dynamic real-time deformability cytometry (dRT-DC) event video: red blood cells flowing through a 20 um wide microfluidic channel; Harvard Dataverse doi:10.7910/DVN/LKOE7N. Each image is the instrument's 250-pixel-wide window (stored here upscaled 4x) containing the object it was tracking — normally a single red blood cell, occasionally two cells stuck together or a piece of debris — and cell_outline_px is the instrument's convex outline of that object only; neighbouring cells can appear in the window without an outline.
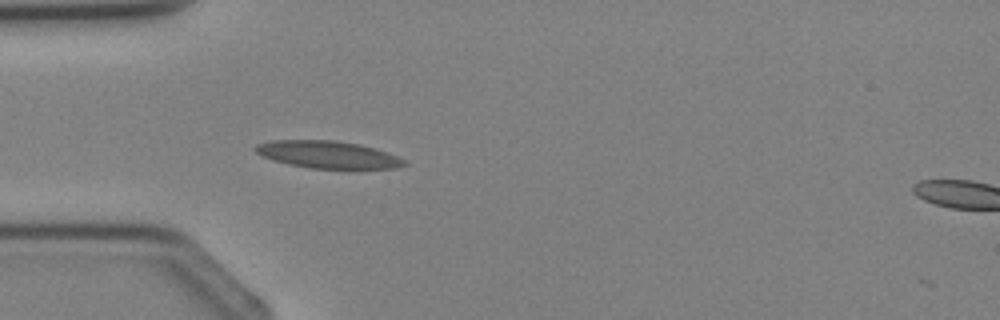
{"species": "Egyptian fruit bat (a non-hibernating species)", "species_latin": "Rousettus aegyptiacus", "temperature_condition": "cold", "stored_images_in_passage": 3, "camera_frame_rate_fps": 3000, "um_per_image_px": 0.085, "animal": {"sex": "female"}, "frame": {"image": 1, "passage_image": 2, "time_ms": 2.0, "image_size_px": [1000, 320], "cell_outline_px": [[408, 164], [396, 168], [308, 168], [272, 160], [256, 152], [252, 148], [256, 144], [272, 140], [336, 140], [360, 144], [376, 148], [388, 152], [404, 160]], "centroid_in_image_um": [27.85, 13.13], "position_along_channel_um": 57.1, "area_um2": 23.64}}